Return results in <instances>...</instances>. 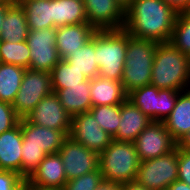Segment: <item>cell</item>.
Here are the masks:
<instances>
[{
    "instance_id": "cell-17",
    "label": "cell",
    "mask_w": 190,
    "mask_h": 190,
    "mask_svg": "<svg viewBox=\"0 0 190 190\" xmlns=\"http://www.w3.org/2000/svg\"><path fill=\"white\" fill-rule=\"evenodd\" d=\"M120 123L117 134L113 137L117 141L134 142L139 134L152 120L136 107L129 99L120 105Z\"/></svg>"
},
{
    "instance_id": "cell-30",
    "label": "cell",
    "mask_w": 190,
    "mask_h": 190,
    "mask_svg": "<svg viewBox=\"0 0 190 190\" xmlns=\"http://www.w3.org/2000/svg\"><path fill=\"white\" fill-rule=\"evenodd\" d=\"M89 112L93 115L99 126L114 137L118 132L120 123V105H100L91 107Z\"/></svg>"
},
{
    "instance_id": "cell-20",
    "label": "cell",
    "mask_w": 190,
    "mask_h": 190,
    "mask_svg": "<svg viewBox=\"0 0 190 190\" xmlns=\"http://www.w3.org/2000/svg\"><path fill=\"white\" fill-rule=\"evenodd\" d=\"M122 82L97 76L90 79L92 107L100 105H121L127 99Z\"/></svg>"
},
{
    "instance_id": "cell-14",
    "label": "cell",
    "mask_w": 190,
    "mask_h": 190,
    "mask_svg": "<svg viewBox=\"0 0 190 190\" xmlns=\"http://www.w3.org/2000/svg\"><path fill=\"white\" fill-rule=\"evenodd\" d=\"M87 22L95 30L122 29L125 11L116 0H83Z\"/></svg>"
},
{
    "instance_id": "cell-13",
    "label": "cell",
    "mask_w": 190,
    "mask_h": 190,
    "mask_svg": "<svg viewBox=\"0 0 190 190\" xmlns=\"http://www.w3.org/2000/svg\"><path fill=\"white\" fill-rule=\"evenodd\" d=\"M71 118L55 92L42 98L36 107L25 116L30 123L60 131H70Z\"/></svg>"
},
{
    "instance_id": "cell-10",
    "label": "cell",
    "mask_w": 190,
    "mask_h": 190,
    "mask_svg": "<svg viewBox=\"0 0 190 190\" xmlns=\"http://www.w3.org/2000/svg\"><path fill=\"white\" fill-rule=\"evenodd\" d=\"M133 143L140 161L168 154L177 147V142L166 129L164 121H152Z\"/></svg>"
},
{
    "instance_id": "cell-42",
    "label": "cell",
    "mask_w": 190,
    "mask_h": 190,
    "mask_svg": "<svg viewBox=\"0 0 190 190\" xmlns=\"http://www.w3.org/2000/svg\"><path fill=\"white\" fill-rule=\"evenodd\" d=\"M166 190H190V186L185 182L176 180Z\"/></svg>"
},
{
    "instance_id": "cell-41",
    "label": "cell",
    "mask_w": 190,
    "mask_h": 190,
    "mask_svg": "<svg viewBox=\"0 0 190 190\" xmlns=\"http://www.w3.org/2000/svg\"><path fill=\"white\" fill-rule=\"evenodd\" d=\"M23 190H61V189L38 186L31 183L28 179H26L23 186Z\"/></svg>"
},
{
    "instance_id": "cell-21",
    "label": "cell",
    "mask_w": 190,
    "mask_h": 190,
    "mask_svg": "<svg viewBox=\"0 0 190 190\" xmlns=\"http://www.w3.org/2000/svg\"><path fill=\"white\" fill-rule=\"evenodd\" d=\"M60 103L71 116L89 112L92 107L90 97V79L65 89H52Z\"/></svg>"
},
{
    "instance_id": "cell-35",
    "label": "cell",
    "mask_w": 190,
    "mask_h": 190,
    "mask_svg": "<svg viewBox=\"0 0 190 190\" xmlns=\"http://www.w3.org/2000/svg\"><path fill=\"white\" fill-rule=\"evenodd\" d=\"M25 180L16 172L0 170V190H23Z\"/></svg>"
},
{
    "instance_id": "cell-36",
    "label": "cell",
    "mask_w": 190,
    "mask_h": 190,
    "mask_svg": "<svg viewBox=\"0 0 190 190\" xmlns=\"http://www.w3.org/2000/svg\"><path fill=\"white\" fill-rule=\"evenodd\" d=\"M178 180L190 186V151L178 148Z\"/></svg>"
},
{
    "instance_id": "cell-11",
    "label": "cell",
    "mask_w": 190,
    "mask_h": 190,
    "mask_svg": "<svg viewBox=\"0 0 190 190\" xmlns=\"http://www.w3.org/2000/svg\"><path fill=\"white\" fill-rule=\"evenodd\" d=\"M67 181L99 168V154L68 137L59 149Z\"/></svg>"
},
{
    "instance_id": "cell-5",
    "label": "cell",
    "mask_w": 190,
    "mask_h": 190,
    "mask_svg": "<svg viewBox=\"0 0 190 190\" xmlns=\"http://www.w3.org/2000/svg\"><path fill=\"white\" fill-rule=\"evenodd\" d=\"M127 49V32L122 29L96 30L95 54L100 77L122 80Z\"/></svg>"
},
{
    "instance_id": "cell-9",
    "label": "cell",
    "mask_w": 190,
    "mask_h": 190,
    "mask_svg": "<svg viewBox=\"0 0 190 190\" xmlns=\"http://www.w3.org/2000/svg\"><path fill=\"white\" fill-rule=\"evenodd\" d=\"M30 49V70L51 72L61 60L56 47V28L29 30L26 38Z\"/></svg>"
},
{
    "instance_id": "cell-27",
    "label": "cell",
    "mask_w": 190,
    "mask_h": 190,
    "mask_svg": "<svg viewBox=\"0 0 190 190\" xmlns=\"http://www.w3.org/2000/svg\"><path fill=\"white\" fill-rule=\"evenodd\" d=\"M73 68L82 72L88 79L99 75V66L95 54V33L86 44L66 59Z\"/></svg>"
},
{
    "instance_id": "cell-8",
    "label": "cell",
    "mask_w": 190,
    "mask_h": 190,
    "mask_svg": "<svg viewBox=\"0 0 190 190\" xmlns=\"http://www.w3.org/2000/svg\"><path fill=\"white\" fill-rule=\"evenodd\" d=\"M52 92L49 72L26 69L12 106L20 118H25L42 98Z\"/></svg>"
},
{
    "instance_id": "cell-26",
    "label": "cell",
    "mask_w": 190,
    "mask_h": 190,
    "mask_svg": "<svg viewBox=\"0 0 190 190\" xmlns=\"http://www.w3.org/2000/svg\"><path fill=\"white\" fill-rule=\"evenodd\" d=\"M25 68L0 62V100L12 104L21 86Z\"/></svg>"
},
{
    "instance_id": "cell-3",
    "label": "cell",
    "mask_w": 190,
    "mask_h": 190,
    "mask_svg": "<svg viewBox=\"0 0 190 190\" xmlns=\"http://www.w3.org/2000/svg\"><path fill=\"white\" fill-rule=\"evenodd\" d=\"M157 44L153 41L133 38L127 33L126 60L121 80L127 94L136 88L151 83V72Z\"/></svg>"
},
{
    "instance_id": "cell-28",
    "label": "cell",
    "mask_w": 190,
    "mask_h": 190,
    "mask_svg": "<svg viewBox=\"0 0 190 190\" xmlns=\"http://www.w3.org/2000/svg\"><path fill=\"white\" fill-rule=\"evenodd\" d=\"M52 89H65L86 81L88 78L73 68L66 60H60L50 72Z\"/></svg>"
},
{
    "instance_id": "cell-2",
    "label": "cell",
    "mask_w": 190,
    "mask_h": 190,
    "mask_svg": "<svg viewBox=\"0 0 190 190\" xmlns=\"http://www.w3.org/2000/svg\"><path fill=\"white\" fill-rule=\"evenodd\" d=\"M151 73L150 84L158 89H190V57L170 41L157 44Z\"/></svg>"
},
{
    "instance_id": "cell-16",
    "label": "cell",
    "mask_w": 190,
    "mask_h": 190,
    "mask_svg": "<svg viewBox=\"0 0 190 190\" xmlns=\"http://www.w3.org/2000/svg\"><path fill=\"white\" fill-rule=\"evenodd\" d=\"M95 29L88 23L66 25L56 28V47L61 60L80 50L88 42Z\"/></svg>"
},
{
    "instance_id": "cell-1",
    "label": "cell",
    "mask_w": 190,
    "mask_h": 190,
    "mask_svg": "<svg viewBox=\"0 0 190 190\" xmlns=\"http://www.w3.org/2000/svg\"><path fill=\"white\" fill-rule=\"evenodd\" d=\"M177 15L163 0H134L125 11L123 29L133 38L169 42Z\"/></svg>"
},
{
    "instance_id": "cell-19",
    "label": "cell",
    "mask_w": 190,
    "mask_h": 190,
    "mask_svg": "<svg viewBox=\"0 0 190 190\" xmlns=\"http://www.w3.org/2000/svg\"><path fill=\"white\" fill-rule=\"evenodd\" d=\"M28 180L38 186L63 189L67 182L64 166L59 153L47 155Z\"/></svg>"
},
{
    "instance_id": "cell-23",
    "label": "cell",
    "mask_w": 190,
    "mask_h": 190,
    "mask_svg": "<svg viewBox=\"0 0 190 190\" xmlns=\"http://www.w3.org/2000/svg\"><path fill=\"white\" fill-rule=\"evenodd\" d=\"M29 28L21 5L15 1L7 10L0 31V41H26Z\"/></svg>"
},
{
    "instance_id": "cell-33",
    "label": "cell",
    "mask_w": 190,
    "mask_h": 190,
    "mask_svg": "<svg viewBox=\"0 0 190 190\" xmlns=\"http://www.w3.org/2000/svg\"><path fill=\"white\" fill-rule=\"evenodd\" d=\"M103 179L99 168L73 180H68L62 190H95Z\"/></svg>"
},
{
    "instance_id": "cell-32",
    "label": "cell",
    "mask_w": 190,
    "mask_h": 190,
    "mask_svg": "<svg viewBox=\"0 0 190 190\" xmlns=\"http://www.w3.org/2000/svg\"><path fill=\"white\" fill-rule=\"evenodd\" d=\"M22 177L28 179L47 154L39 147L22 145Z\"/></svg>"
},
{
    "instance_id": "cell-31",
    "label": "cell",
    "mask_w": 190,
    "mask_h": 190,
    "mask_svg": "<svg viewBox=\"0 0 190 190\" xmlns=\"http://www.w3.org/2000/svg\"><path fill=\"white\" fill-rule=\"evenodd\" d=\"M170 42L190 57V12L178 13Z\"/></svg>"
},
{
    "instance_id": "cell-15",
    "label": "cell",
    "mask_w": 190,
    "mask_h": 190,
    "mask_svg": "<svg viewBox=\"0 0 190 190\" xmlns=\"http://www.w3.org/2000/svg\"><path fill=\"white\" fill-rule=\"evenodd\" d=\"M22 130V145L41 148L47 155L58 153L64 141L69 137L70 131H60L20 119Z\"/></svg>"
},
{
    "instance_id": "cell-45",
    "label": "cell",
    "mask_w": 190,
    "mask_h": 190,
    "mask_svg": "<svg viewBox=\"0 0 190 190\" xmlns=\"http://www.w3.org/2000/svg\"><path fill=\"white\" fill-rule=\"evenodd\" d=\"M16 0H0V4H13Z\"/></svg>"
},
{
    "instance_id": "cell-4",
    "label": "cell",
    "mask_w": 190,
    "mask_h": 190,
    "mask_svg": "<svg viewBox=\"0 0 190 190\" xmlns=\"http://www.w3.org/2000/svg\"><path fill=\"white\" fill-rule=\"evenodd\" d=\"M103 179L120 184L135 181L140 159L133 142L112 140L99 154Z\"/></svg>"
},
{
    "instance_id": "cell-24",
    "label": "cell",
    "mask_w": 190,
    "mask_h": 190,
    "mask_svg": "<svg viewBox=\"0 0 190 190\" xmlns=\"http://www.w3.org/2000/svg\"><path fill=\"white\" fill-rule=\"evenodd\" d=\"M23 8L29 30L54 27L53 0H16Z\"/></svg>"
},
{
    "instance_id": "cell-6",
    "label": "cell",
    "mask_w": 190,
    "mask_h": 190,
    "mask_svg": "<svg viewBox=\"0 0 190 190\" xmlns=\"http://www.w3.org/2000/svg\"><path fill=\"white\" fill-rule=\"evenodd\" d=\"M178 180V147L168 154L140 161L135 181L149 190H166Z\"/></svg>"
},
{
    "instance_id": "cell-38",
    "label": "cell",
    "mask_w": 190,
    "mask_h": 190,
    "mask_svg": "<svg viewBox=\"0 0 190 190\" xmlns=\"http://www.w3.org/2000/svg\"><path fill=\"white\" fill-rule=\"evenodd\" d=\"M95 190H121V184L102 179Z\"/></svg>"
},
{
    "instance_id": "cell-43",
    "label": "cell",
    "mask_w": 190,
    "mask_h": 190,
    "mask_svg": "<svg viewBox=\"0 0 190 190\" xmlns=\"http://www.w3.org/2000/svg\"><path fill=\"white\" fill-rule=\"evenodd\" d=\"M12 4H0V31H1V27H2V23L4 21L6 12L8 10V8L11 6Z\"/></svg>"
},
{
    "instance_id": "cell-40",
    "label": "cell",
    "mask_w": 190,
    "mask_h": 190,
    "mask_svg": "<svg viewBox=\"0 0 190 190\" xmlns=\"http://www.w3.org/2000/svg\"><path fill=\"white\" fill-rule=\"evenodd\" d=\"M121 190H149V189L145 188L143 185H140L136 181H132L121 184Z\"/></svg>"
},
{
    "instance_id": "cell-25",
    "label": "cell",
    "mask_w": 190,
    "mask_h": 190,
    "mask_svg": "<svg viewBox=\"0 0 190 190\" xmlns=\"http://www.w3.org/2000/svg\"><path fill=\"white\" fill-rule=\"evenodd\" d=\"M54 27L87 22L83 0H53Z\"/></svg>"
},
{
    "instance_id": "cell-39",
    "label": "cell",
    "mask_w": 190,
    "mask_h": 190,
    "mask_svg": "<svg viewBox=\"0 0 190 190\" xmlns=\"http://www.w3.org/2000/svg\"><path fill=\"white\" fill-rule=\"evenodd\" d=\"M177 147L186 151H190V131L184 134L177 142Z\"/></svg>"
},
{
    "instance_id": "cell-29",
    "label": "cell",
    "mask_w": 190,
    "mask_h": 190,
    "mask_svg": "<svg viewBox=\"0 0 190 190\" xmlns=\"http://www.w3.org/2000/svg\"><path fill=\"white\" fill-rule=\"evenodd\" d=\"M0 62L29 69L30 49L26 41H0Z\"/></svg>"
},
{
    "instance_id": "cell-37",
    "label": "cell",
    "mask_w": 190,
    "mask_h": 190,
    "mask_svg": "<svg viewBox=\"0 0 190 190\" xmlns=\"http://www.w3.org/2000/svg\"><path fill=\"white\" fill-rule=\"evenodd\" d=\"M177 13L190 12V0H163Z\"/></svg>"
},
{
    "instance_id": "cell-18",
    "label": "cell",
    "mask_w": 190,
    "mask_h": 190,
    "mask_svg": "<svg viewBox=\"0 0 190 190\" xmlns=\"http://www.w3.org/2000/svg\"><path fill=\"white\" fill-rule=\"evenodd\" d=\"M22 141L20 121L14 128L0 134V170L22 176Z\"/></svg>"
},
{
    "instance_id": "cell-34",
    "label": "cell",
    "mask_w": 190,
    "mask_h": 190,
    "mask_svg": "<svg viewBox=\"0 0 190 190\" xmlns=\"http://www.w3.org/2000/svg\"><path fill=\"white\" fill-rule=\"evenodd\" d=\"M20 119L12 104L0 100V134L14 128Z\"/></svg>"
},
{
    "instance_id": "cell-12",
    "label": "cell",
    "mask_w": 190,
    "mask_h": 190,
    "mask_svg": "<svg viewBox=\"0 0 190 190\" xmlns=\"http://www.w3.org/2000/svg\"><path fill=\"white\" fill-rule=\"evenodd\" d=\"M69 137L98 154L113 140V137L99 126L90 112L77 114L71 118Z\"/></svg>"
},
{
    "instance_id": "cell-22",
    "label": "cell",
    "mask_w": 190,
    "mask_h": 190,
    "mask_svg": "<svg viewBox=\"0 0 190 190\" xmlns=\"http://www.w3.org/2000/svg\"><path fill=\"white\" fill-rule=\"evenodd\" d=\"M164 124L176 142L190 131V89L178 94L175 107L164 120Z\"/></svg>"
},
{
    "instance_id": "cell-44",
    "label": "cell",
    "mask_w": 190,
    "mask_h": 190,
    "mask_svg": "<svg viewBox=\"0 0 190 190\" xmlns=\"http://www.w3.org/2000/svg\"><path fill=\"white\" fill-rule=\"evenodd\" d=\"M134 0H116L120 7L126 11L132 4Z\"/></svg>"
},
{
    "instance_id": "cell-7",
    "label": "cell",
    "mask_w": 190,
    "mask_h": 190,
    "mask_svg": "<svg viewBox=\"0 0 190 190\" xmlns=\"http://www.w3.org/2000/svg\"><path fill=\"white\" fill-rule=\"evenodd\" d=\"M180 92L171 89H158L149 84L129 92L127 99L152 121H164L175 107Z\"/></svg>"
}]
</instances>
